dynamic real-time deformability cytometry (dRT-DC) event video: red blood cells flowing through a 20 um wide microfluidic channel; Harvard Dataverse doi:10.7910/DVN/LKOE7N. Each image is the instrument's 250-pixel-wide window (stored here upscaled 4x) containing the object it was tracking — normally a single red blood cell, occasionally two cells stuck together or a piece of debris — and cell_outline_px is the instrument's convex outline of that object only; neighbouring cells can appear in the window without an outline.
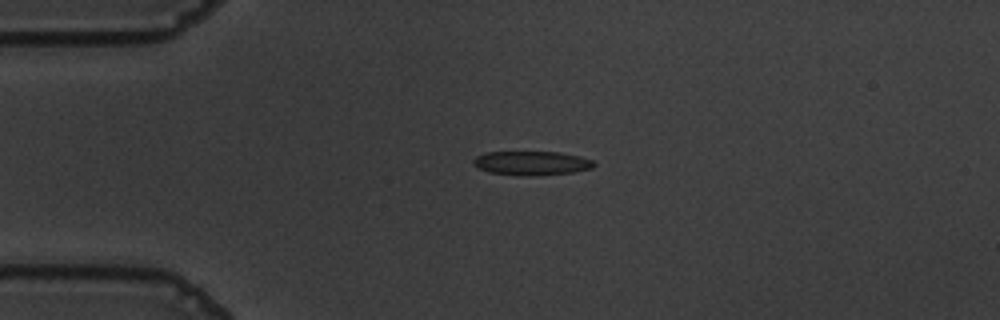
{"species": "common noctule bat (a hibernating species)", "species_latin": "Nyctalus noctula", "temperature_condition": "warm", "stored_images_in_passage": 44, "camera_frame_rate_fps": 3000, "um_per_image_px": 0.085, "animal": {"sex": "male", "body_mass_g": 19.5, "forearm_length_mm": 54.6}, "frame": {"image": 1, "passage_image": 1, "time_ms": 0.0, "image_size_px": [1000, 320], "cell_outline_px": [[596, 164], [592, 168], [572, 172], [532, 176], [488, 172], [476, 168], [472, 164], [472, 160], [476, 156], [484, 152], [560, 152], [580, 156], [592, 160]], "centroid_in_image_um": [45.14, 13.86], "position_along_channel_um": 39.9, "area_um2": 16.94}}
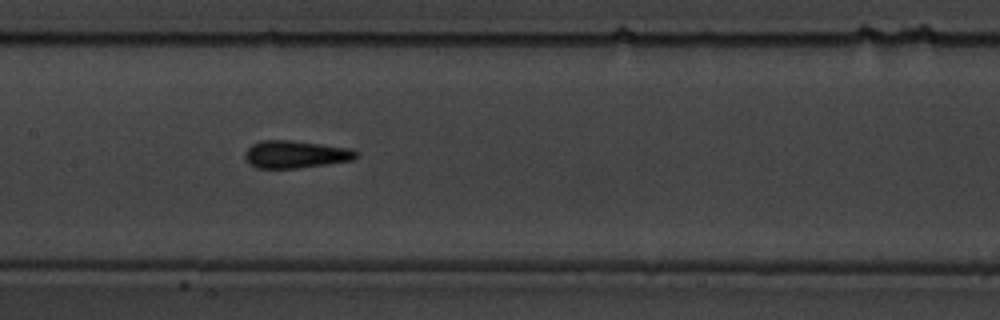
{"frame": {"image": 2, "passage_image": 15, "time_ms": 4.667, "image_size_px": [1000, 320], "cell_outline_px": [[360, 156], [352, 160], [300, 168], [256, 168], [244, 156], [244, 152], [252, 144], [260, 140], [292, 140], [352, 148], [360, 152]], "centroid_in_image_um": [25.17, 13.11], "position_along_channel_um": 182.2, "area_um2": 17.98}}
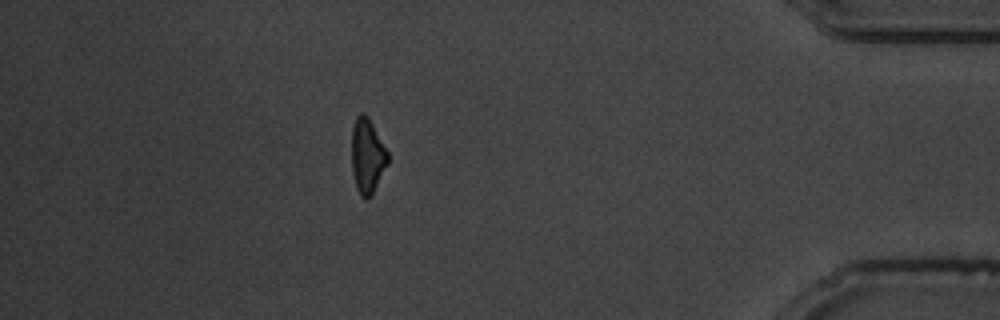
{"frame": {"image": 3, "passage_image": 37, "time_ms": 12.0, "image_size_px": [1000, 320], "cell_outline_px": [[388, 164], [372, 196], [368, 200], [364, 200], [360, 196], [356, 188], [352, 172], [352, 128], [356, 116], [360, 112], [364, 112], [368, 116], [388, 152]], "centroid_in_image_um": [31.22, 13.29], "position_along_channel_um": 404.0, "area_um2": 16.07}, "authors_computed_cell_mechanics": {"area_um2": 17.051, "velocity_mm_per_s": 3.6235, "shape_relaxation_time_tau1_ms": 9.0832, "shape_relaxation_time_tau2_ms": 2.1475, "deformation_change_tau1": 0.1978, "deformation_change_tau2": 0.0922}}